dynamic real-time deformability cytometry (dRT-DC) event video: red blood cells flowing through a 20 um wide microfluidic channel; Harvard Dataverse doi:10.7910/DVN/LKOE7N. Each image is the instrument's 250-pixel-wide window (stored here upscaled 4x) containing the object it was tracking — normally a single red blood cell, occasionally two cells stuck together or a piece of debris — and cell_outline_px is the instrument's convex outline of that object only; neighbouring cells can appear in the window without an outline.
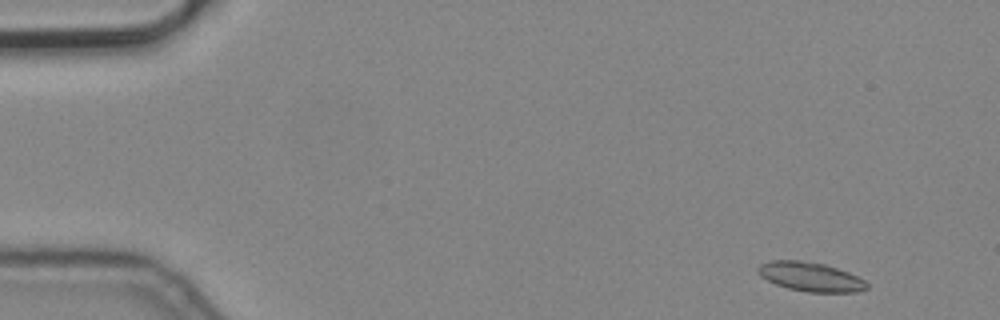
{"species": "common noctule bat (a hibernating species)", "species_latin": "Nyctalus noctula", "temperature_condition": "cold", "stored_images_in_passage": 4, "camera_frame_rate_fps": 3000, "um_per_image_px": 0.085, "animal": {"sex": "male", "body_mass_g": 19.2, "forearm_length_mm": 51.8}, "frame": {"image": 1, "passage_image": 1, "time_ms": 0.0, "image_size_px": [1000, 320], "cell_outline_px": [[868, 288], [856, 292], [808, 292], [788, 288], [776, 284], [760, 276], [756, 272], [756, 268], [760, 264], [772, 260], [800, 260], [824, 264], [848, 272], [864, 280], [868, 284]], "centroid_in_image_um": [68.86, 23.52], "position_along_channel_um": 16.1, "area_um2": 18.44}}
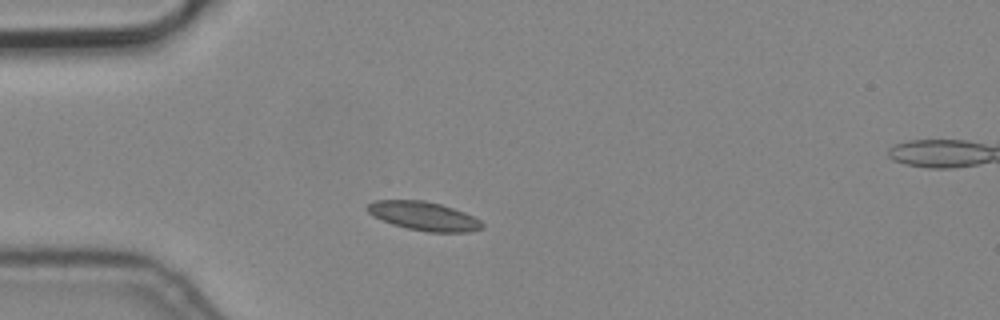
{"frame": {"image": 2, "passage_image": 4, "time_ms": 1.0, "image_size_px": [1000, 320], "cell_outline_px": [[484, 228], [472, 232], [428, 232], [408, 228], [392, 224], [372, 216], [364, 208], [372, 200], [424, 200], [440, 204], [464, 212], [480, 220], [484, 224]], "centroid_in_image_um": [36.01, 18.36], "position_along_channel_um": 49.0, "area_um2": 19.36}}